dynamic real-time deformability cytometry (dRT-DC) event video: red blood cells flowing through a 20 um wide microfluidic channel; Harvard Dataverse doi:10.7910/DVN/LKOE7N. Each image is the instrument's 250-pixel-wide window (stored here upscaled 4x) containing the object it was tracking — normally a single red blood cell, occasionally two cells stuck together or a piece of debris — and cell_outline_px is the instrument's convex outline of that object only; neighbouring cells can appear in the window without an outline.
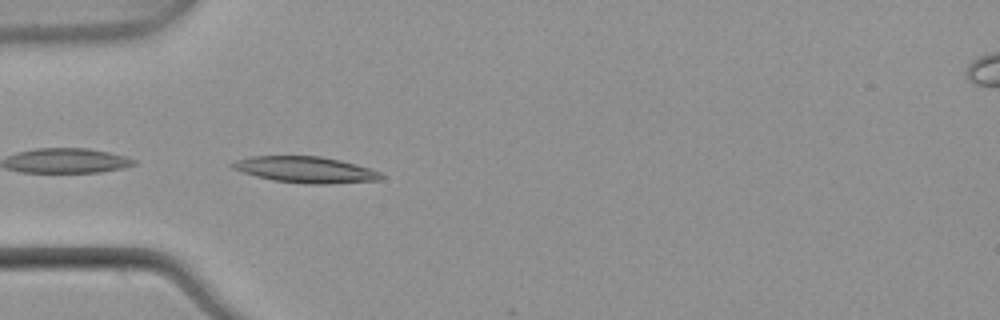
{"species": "common noctule bat (a hibernating species)", "species_latin": "Nyctalus noctula", "temperature_condition": "warm", "stored_images_in_passage": 1, "camera_frame_rate_fps": 3000, "um_per_image_px": 0.085, "animal": {"sex": "male", "body_mass_g": 21.5, "forearm_length_mm": 52.0}, "frame": {"image": 1, "passage_image": 1, "time_ms": 0.0, "image_size_px": [1000, 320], "cell_outline_px": [[384, 176], [380, 180], [324, 184], [312, 184], [272, 180], [256, 176], [232, 168], [228, 164], [236, 160], [252, 156], [320, 156], [340, 160], [356, 164], [380, 172]], "centroid_in_image_um": [25.96, 14.42], "position_along_channel_um": 59.0, "area_um2": 22.54}}